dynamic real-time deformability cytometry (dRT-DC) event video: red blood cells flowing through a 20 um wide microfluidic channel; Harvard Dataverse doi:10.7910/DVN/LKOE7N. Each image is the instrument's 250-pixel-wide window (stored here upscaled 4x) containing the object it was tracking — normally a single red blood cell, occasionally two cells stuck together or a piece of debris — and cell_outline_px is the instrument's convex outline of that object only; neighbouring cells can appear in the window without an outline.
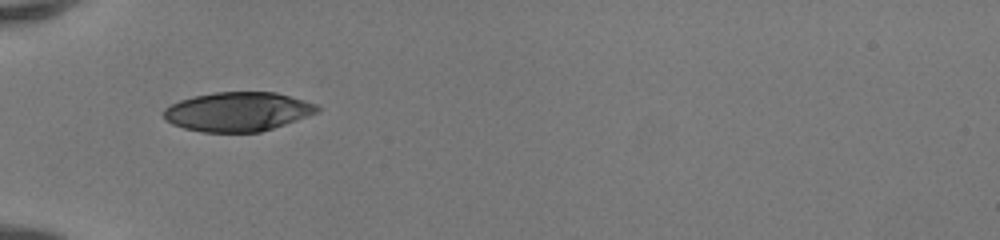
{"species": "human", "species_latin": "Homo sapiens", "temperature_condition": "room temperature", "stored_images_in_passage": 33, "camera_frame_rate_fps": 3000, "um_per_image_px": 0.085, "donor": {"sex": "female"}, "frame": {"image": 1, "passage_image": 1, "time_ms": 0.0, "image_size_px": [1000, 240], "cell_outline_px": [[320, 108], [316, 112], [296, 120], [260, 132], [204, 132], [184, 128], [172, 124], [164, 120], [160, 112], [164, 108], [180, 100], [192, 96], [216, 92], [276, 92], [304, 100], [316, 104]], "centroid_in_image_um": [20.14, 9.49], "position_along_channel_um": 64.9, "area_um2": 35.03}}
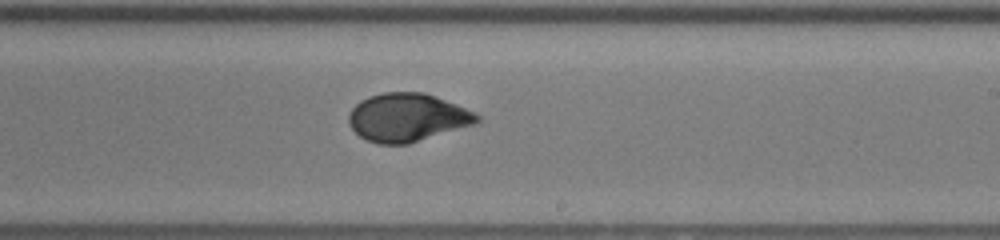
{"frame": {"image": 2, "passage_image": 15, "time_ms": 4.667, "image_size_px": [1000, 240], "cell_outline_px": [[480, 120], [476, 124], [408, 144], [380, 144], [368, 140], [360, 136], [348, 124], [348, 116], [352, 108], [360, 100], [368, 96], [384, 92], [424, 92], [456, 104], [476, 112], [480, 116]], "centroid_in_image_um": [34.63, 9.98], "position_along_channel_um": 254.4, "area_um2": 36.13}}
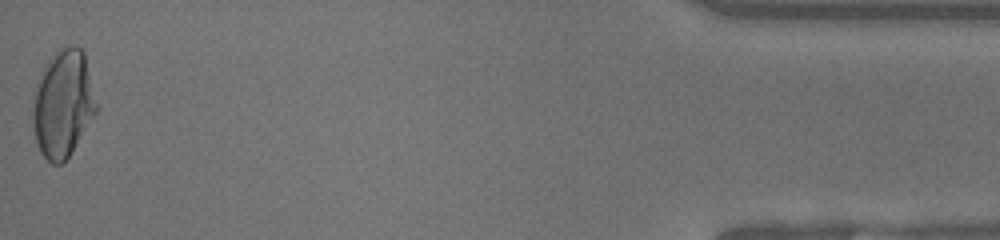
{"frame": {"image": 3, "passage_image": 33, "time_ms": 10.667, "image_size_px": [1000, 240], "cell_outline_px": [[96, 112], [68, 156], [60, 164], [52, 164], [40, 152], [36, 144], [32, 124], [32, 112], [36, 92], [44, 64], [60, 48], [72, 44], [80, 48], [84, 52], [96, 104]], "centroid_in_image_um": [5.33, 8.82], "position_along_channel_um": 429.9, "area_um2": 38.9}, "authors_computed_cell_mechanics": {"area_um2": 35.9516, "velocity_mm_per_s": 4.2044, "shape_relaxation_time_tau1_ms": 4.467, "shape_relaxation_time_tau2_ms": null, "deformation_change_tau1": 0.2004, "deformation_change_tau2": null}}